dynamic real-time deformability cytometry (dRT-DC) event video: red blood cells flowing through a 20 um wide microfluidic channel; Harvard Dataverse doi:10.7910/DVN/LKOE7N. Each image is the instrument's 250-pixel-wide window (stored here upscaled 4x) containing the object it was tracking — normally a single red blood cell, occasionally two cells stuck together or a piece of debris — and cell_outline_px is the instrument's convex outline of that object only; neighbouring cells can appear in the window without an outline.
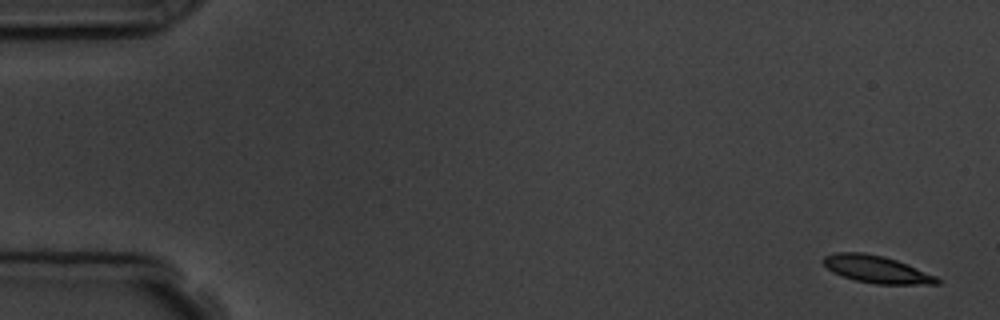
{"species": "common noctule bat (a hibernating species)", "species_latin": "Nyctalus noctula", "temperature_condition": "room temperature", "stored_images_in_passage": 5, "camera_frame_rate_fps": 3000, "um_per_image_px": 0.085, "animal": {"sex": "male", "body_mass_g": 19.5, "forearm_length_mm": 54.6}, "frame": {"image": 1, "passage_image": 1, "time_ms": 0.0, "image_size_px": [1000, 320], "cell_outline_px": [[940, 284], [876, 284], [856, 280], [832, 272], [824, 264], [824, 256], [836, 252], [864, 252], [884, 256], [896, 260], [936, 276], [940, 280]], "centroid_in_image_um": [74.51, 22.88], "position_along_channel_um": 10.5, "area_um2": 17.86}}
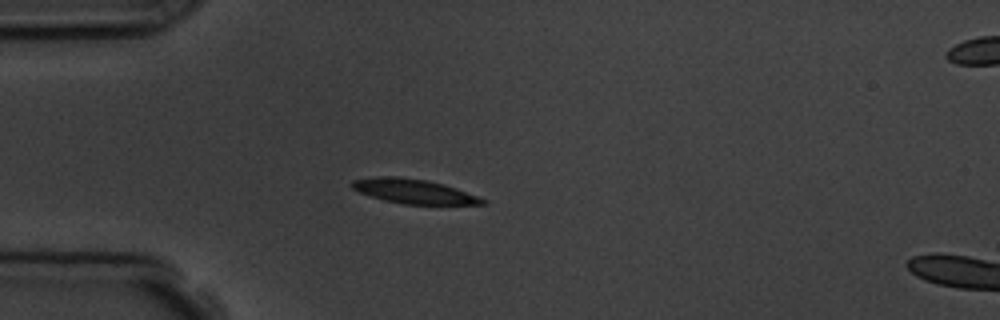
{"frame": {"image": 2, "passage_image": 4, "time_ms": 4.333, "image_size_px": [1000, 320], "cell_outline_px": [[488, 204], [404, 204], [384, 200], [368, 196], [352, 188], [352, 180], [376, 176], [400, 176], [428, 180], [444, 184], [456, 188], [488, 200]], "centroid_in_image_um": [35.17, 16.25], "position_along_channel_um": 49.8, "area_um2": 18.67}}